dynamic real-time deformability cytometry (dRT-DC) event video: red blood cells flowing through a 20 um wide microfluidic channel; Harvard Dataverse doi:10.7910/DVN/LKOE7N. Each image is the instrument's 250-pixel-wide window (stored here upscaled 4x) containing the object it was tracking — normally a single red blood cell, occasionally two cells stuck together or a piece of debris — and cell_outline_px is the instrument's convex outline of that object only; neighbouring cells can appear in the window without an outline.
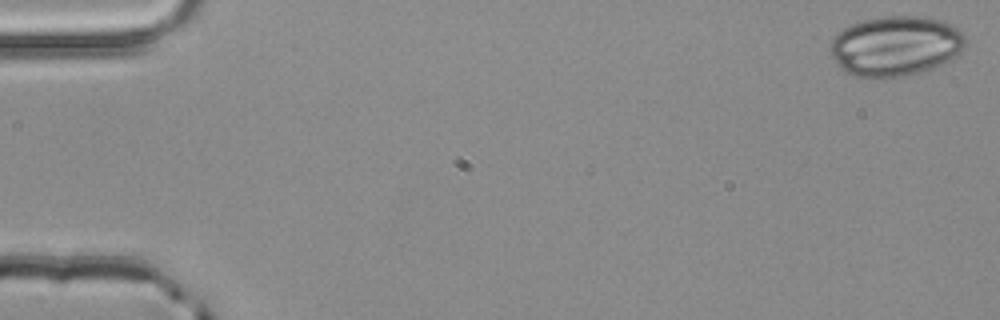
{"species": "common noctule bat (a hibernating species)", "species_latin": "Nyctalus noctula", "temperature_condition": "room temperature", "stored_images_in_passage": 53, "camera_frame_rate_fps": 3000, "um_per_image_px": 0.085, "animal": {"sex": "male", "body_mass_g": 20.4}, "frame": {"image": 1, "passage_image": 1, "time_ms": 0.0, "image_size_px": [1000, 320], "cell_outline_px": [[964, 44], [960, 52], [952, 60], [928, 72], [904, 76], [872, 80], [868, 80], [852, 76], [844, 72], [832, 56], [828, 48], [836, 32], [852, 24], [864, 20], [880, 16], [924, 16], [944, 20], [952, 24], [964, 36]], "centroid_in_image_um": [76.1, 3.95], "position_along_channel_um": 8.9, "area_um2": 48.49}}
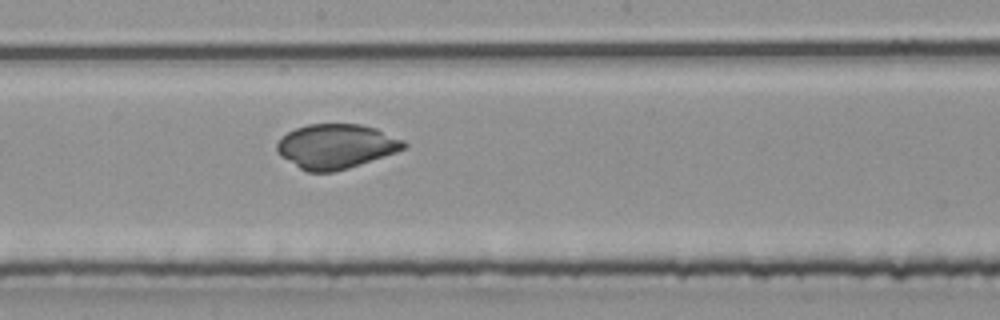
{"frame": {"image": 2, "passage_image": 29, "time_ms": 9.333, "image_size_px": [1000, 320], "cell_outline_px": [[408, 148], [336, 172], [308, 172], [300, 168], [280, 156], [276, 152], [276, 144], [280, 136], [296, 128], [308, 124], [360, 124], [376, 128], [404, 140], [408, 144]], "centroid_in_image_um": [28.55, 12.43], "position_along_channel_um": 219.6, "area_um2": 33.12}}
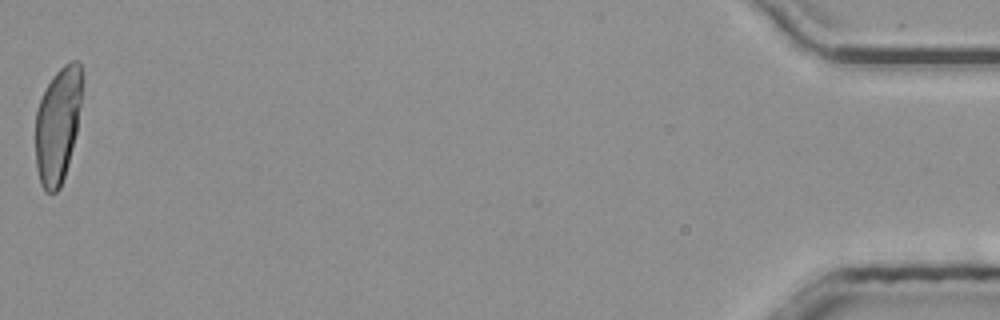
{"frame": {"image": 3, "passage_image": 53, "time_ms": 17.333, "image_size_px": [1000, 320], "cell_outline_px": [[84, 76], [76, 132], [68, 164], [60, 188], [56, 192], [44, 192], [40, 184], [36, 168], [36, 112], [40, 100], [52, 76], [64, 64], [72, 60], [76, 60], [80, 64]], "centroid_in_image_um": [4.92, 10.6], "position_along_channel_um": 430.3, "area_um2": 31.5}}